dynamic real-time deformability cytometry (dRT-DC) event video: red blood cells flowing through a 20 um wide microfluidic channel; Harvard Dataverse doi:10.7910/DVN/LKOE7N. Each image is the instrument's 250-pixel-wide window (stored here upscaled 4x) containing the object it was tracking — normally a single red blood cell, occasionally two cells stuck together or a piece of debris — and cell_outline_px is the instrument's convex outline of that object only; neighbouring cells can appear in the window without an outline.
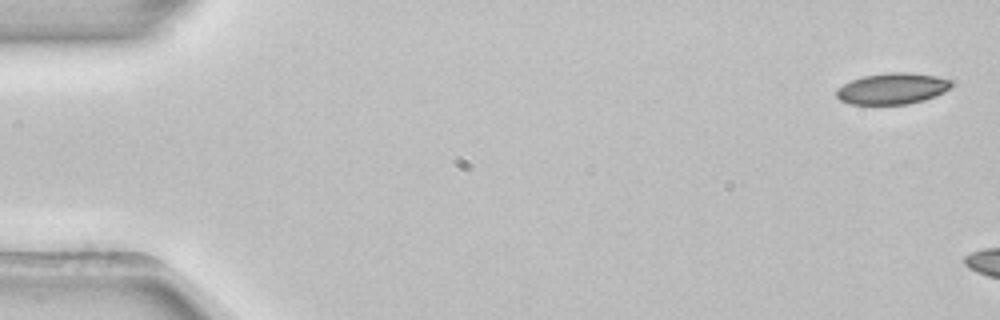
{"species": "common noctule bat (a hibernating species)", "species_latin": "Nyctalus noctula", "temperature_condition": "room temperature", "stored_images_in_passage": 6, "camera_frame_rate_fps": 3000, "um_per_image_px": 0.085, "animal": {"sex": "female", "body_mass_g": 22.7, "forearm_length_mm": 54.2}, "frame": {"image": 1, "passage_image": 1, "time_ms": 0.0, "image_size_px": [1000, 320], "cell_outline_px": [[952, 84], [944, 92], [924, 100], [908, 104], [852, 104], [840, 100], [836, 96], [836, 88], [852, 80], [864, 76], [888, 72], [908, 72], [936, 76], [952, 80]], "centroid_in_image_um": [75.84, 7.53], "position_along_channel_um": 9.2, "area_um2": 20.81}}